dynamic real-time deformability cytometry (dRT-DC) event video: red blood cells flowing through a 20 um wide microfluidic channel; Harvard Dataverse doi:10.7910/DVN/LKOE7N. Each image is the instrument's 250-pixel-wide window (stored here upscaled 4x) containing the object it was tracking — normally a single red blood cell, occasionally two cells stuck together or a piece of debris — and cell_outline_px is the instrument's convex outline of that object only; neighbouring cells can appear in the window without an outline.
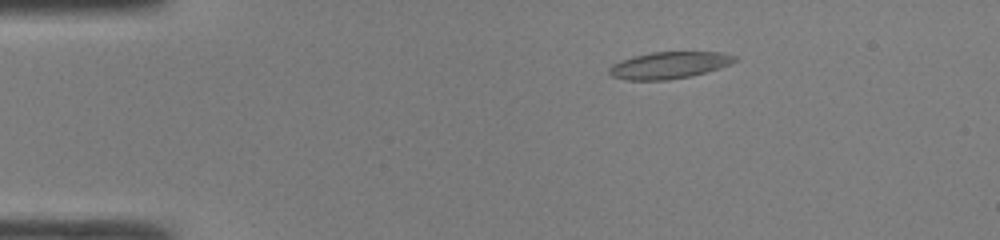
{"species": "common noctule bat (a hibernating species)", "species_latin": "Nyctalus noctula", "temperature_condition": "room temperature", "stored_images_in_passage": 42, "camera_frame_rate_fps": 3000, "um_per_image_px": 0.085, "animal": {"sex": "male", "body_mass_g": 19.0, "forearm_length_mm": 50.8}, "frame": {"image": 1, "passage_image": 3, "time_ms": 0.667, "image_size_px": [1000, 240], "cell_outline_px": [[736, 60], [720, 68], [692, 76], [668, 80], [628, 80], [612, 76], [608, 72], [608, 68], [612, 64], [636, 56], [652, 52], [724, 52], [736, 56]], "centroid_in_image_um": [56.89, 5.55], "position_along_channel_um": 28.1, "area_um2": 19.48}}
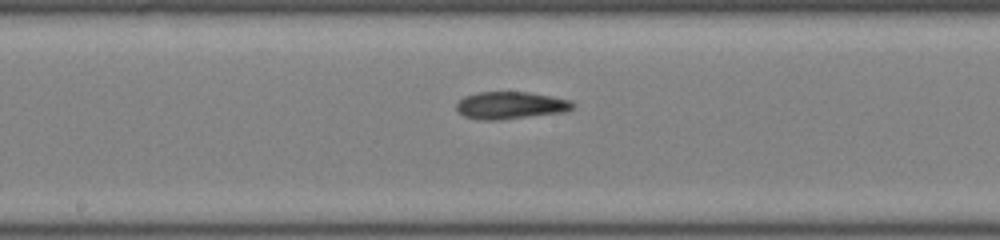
{"frame": {"image": 2, "passage_image": 20, "time_ms": 6.333, "image_size_px": [1000, 240], "cell_outline_px": [[576, 104], [568, 112], [500, 120], [480, 120], [464, 116], [456, 108], [456, 104], [464, 96], [476, 92], [528, 92], [552, 96], [572, 100]], "centroid_in_image_um": [43.44, 8.96], "position_along_channel_um": 204.8, "area_um2": 18.79}}
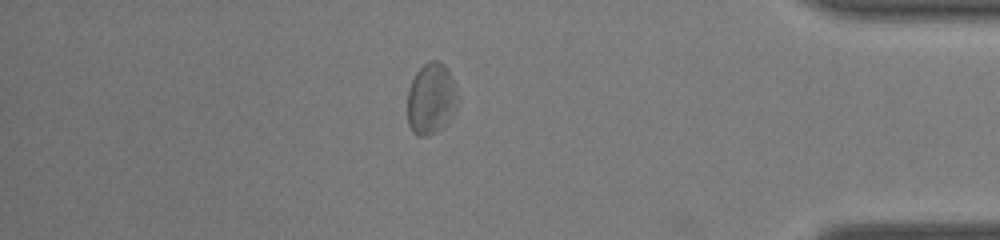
{"frame": {"image": 3, "passage_image": 36, "time_ms": 11.667, "image_size_px": [1000, 240], "cell_outline_px": [[460, 100], [448, 124], [428, 136], [416, 136], [412, 132], [408, 124], [408, 88], [416, 72], [428, 60], [436, 60], [444, 64], [460, 96]], "centroid_in_image_um": [36.66, 8.42], "position_along_channel_um": 398.5, "area_um2": 21.21}, "authors_computed_cell_mechanics": {"area_um2": 19.2474, "velocity_mm_per_s": 4.2435, "shape_relaxation_time_tau1_ms": 8.7384, "shape_relaxation_time_tau2_ms": 3.0033, "deformation_change_tau1": 0.194, "deformation_change_tau2": 0.107}}